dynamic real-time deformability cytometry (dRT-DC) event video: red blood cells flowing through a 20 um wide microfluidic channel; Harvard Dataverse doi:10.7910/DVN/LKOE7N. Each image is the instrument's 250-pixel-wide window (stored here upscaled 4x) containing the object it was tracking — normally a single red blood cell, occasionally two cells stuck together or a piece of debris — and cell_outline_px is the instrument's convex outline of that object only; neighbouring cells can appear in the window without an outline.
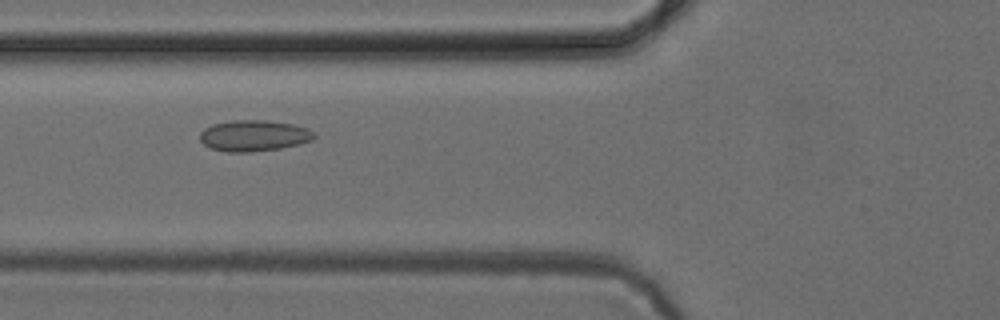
{"species": "common noctule bat (a hibernating species)", "species_latin": "Nyctalus noctula", "temperature_condition": "cold", "stored_images_in_passage": 52, "camera_frame_rate_fps": 3000, "um_per_image_px": 0.085, "animal": {"sex": "female", "body_mass_g": 24.6, "forearm_length_mm": 56.2}, "frame": {"image": 1, "passage_image": 20, "time_ms": 6.333, "image_size_px": [1000, 320], "cell_outline_px": [[316, 136], [312, 140], [300, 144], [280, 148], [252, 152], [228, 152], [212, 148], [204, 144], [200, 140], [200, 132], [204, 128], [212, 124], [232, 120], [264, 120], [292, 124], [308, 128]], "centroid_in_image_um": [21.57, 11.53], "position_along_channel_um": 104.2, "area_um2": 20.69}}
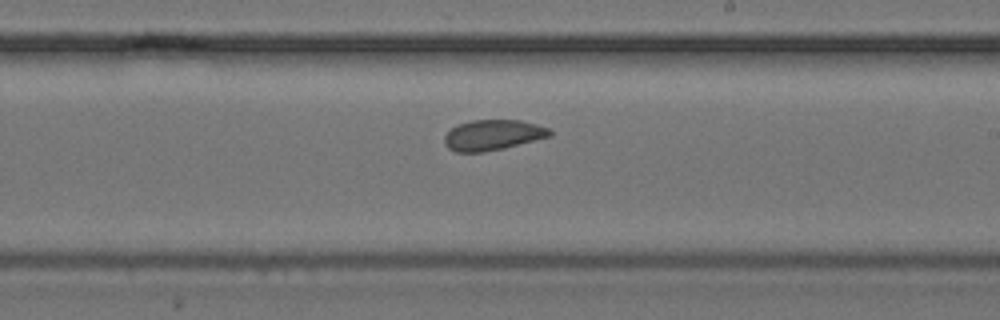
{"frame": {"image": 2, "passage_image": 31, "time_ms": 10.0, "image_size_px": [1000, 320], "cell_outline_px": [[552, 136], [504, 148], [484, 152], [456, 152], [448, 148], [444, 144], [444, 136], [456, 124], [472, 120], [520, 120], [536, 124], [548, 128], [552, 132]], "centroid_in_image_um": [41.87, 11.48], "position_along_channel_um": 247.1, "area_um2": 18.79}}
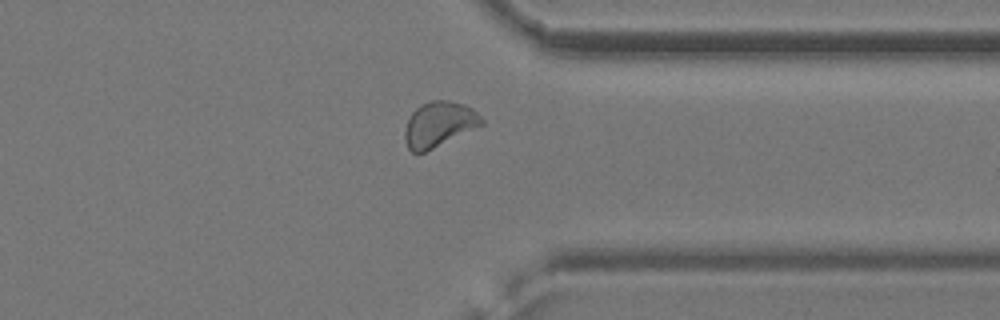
{"frame": {"image": 3, "passage_image": 41, "time_ms": 13.333, "image_size_px": [1000, 320], "cell_outline_px": [[484, 124], [424, 152], [412, 152], [408, 148], [404, 140], [404, 132], [408, 120], [412, 112], [420, 104], [432, 100], [448, 100], [464, 104], [472, 108], [484, 120]], "centroid_in_image_um": [37.3, 10.54], "position_along_channel_um": 374.1, "area_um2": 20.06}, "authors_computed_cell_mechanics": {"area_um2": 20.2011, "velocity_mm_per_s": 3.8856, "shape_relaxation_time_tau1_ms": 2.8232, "shape_relaxation_time_tau2_ms": 1.8279, "deformation_change_tau1": 0.0481, "deformation_change_tau2": 0.0638}}